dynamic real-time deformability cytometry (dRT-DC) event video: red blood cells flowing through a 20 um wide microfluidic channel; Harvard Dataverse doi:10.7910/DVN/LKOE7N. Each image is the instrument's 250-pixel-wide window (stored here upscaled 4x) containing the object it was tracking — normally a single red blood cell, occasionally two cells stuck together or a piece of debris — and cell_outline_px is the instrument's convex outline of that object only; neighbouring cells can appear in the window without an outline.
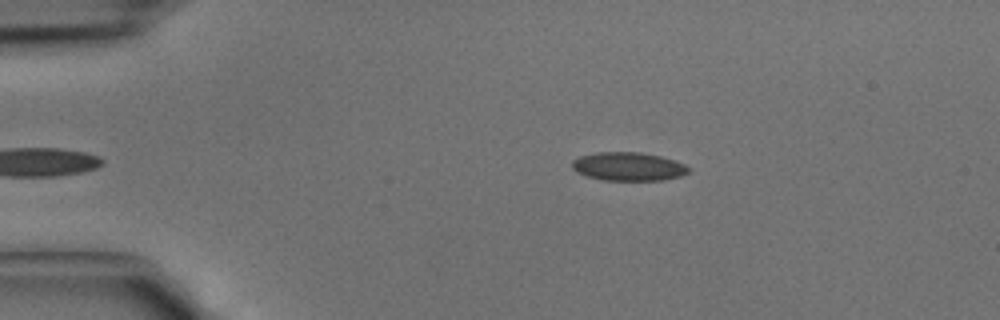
{"species": "common noctule bat (a hibernating species)", "species_latin": "Nyctalus noctula", "temperature_condition": "cold", "stored_images_in_passage": 31, "camera_frame_rate_fps": 3000, "um_per_image_px": 0.085, "animal": {"sex": "male", "body_mass_g": 15.6}, "frame": {"image": 1, "passage_image": 2, "time_ms": 0.333, "image_size_px": [1000, 320], "cell_outline_px": [[692, 172], [680, 176], [664, 180], [604, 180], [588, 176], [576, 172], [572, 168], [572, 160], [580, 156], [596, 152], [640, 152], [660, 156], [684, 164], [692, 168]], "centroid_in_image_um": [53.43, 14.15], "position_along_channel_um": 31.6, "area_um2": 19.42}}
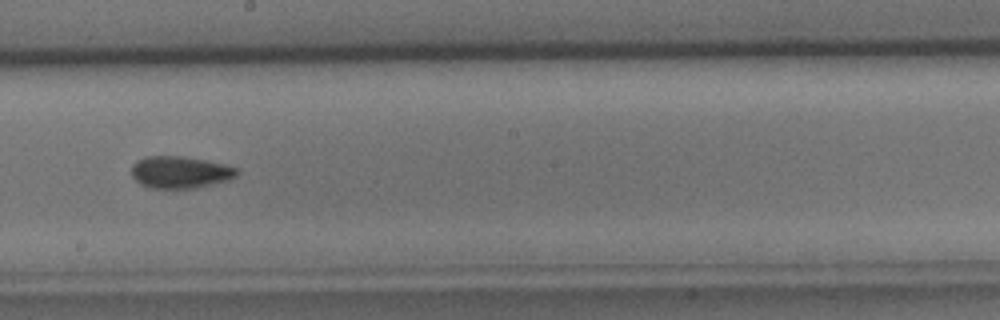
{"frame": {"image": 2, "passage_image": 18, "time_ms": 5.667, "image_size_px": [1000, 320], "cell_outline_px": [[240, 172], [236, 176], [228, 180], [196, 188], [152, 188], [140, 184], [132, 176], [132, 164], [136, 160], [144, 156], [180, 156], [208, 160], [240, 168]], "centroid_in_image_um": [15.33, 14.63], "position_along_channel_um": 232.9, "area_um2": 19.88}}
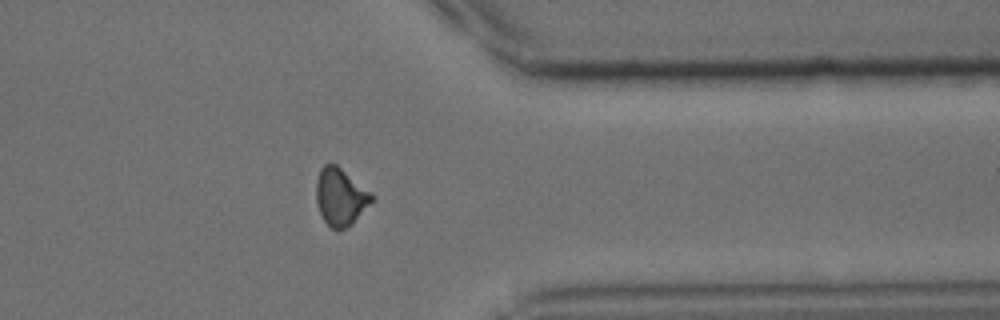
{"frame": {"image": 3, "passage_image": 28, "time_ms": 9.0, "image_size_px": [1000, 320], "cell_outline_px": [[376, 200], [352, 224], [344, 228], [332, 228], [324, 220], [320, 212], [316, 200], [316, 180], [320, 168], [324, 164], [336, 164], [376, 196]], "centroid_in_image_um": [28.98, 16.72], "position_along_channel_um": 382.4, "area_um2": 18.67}}